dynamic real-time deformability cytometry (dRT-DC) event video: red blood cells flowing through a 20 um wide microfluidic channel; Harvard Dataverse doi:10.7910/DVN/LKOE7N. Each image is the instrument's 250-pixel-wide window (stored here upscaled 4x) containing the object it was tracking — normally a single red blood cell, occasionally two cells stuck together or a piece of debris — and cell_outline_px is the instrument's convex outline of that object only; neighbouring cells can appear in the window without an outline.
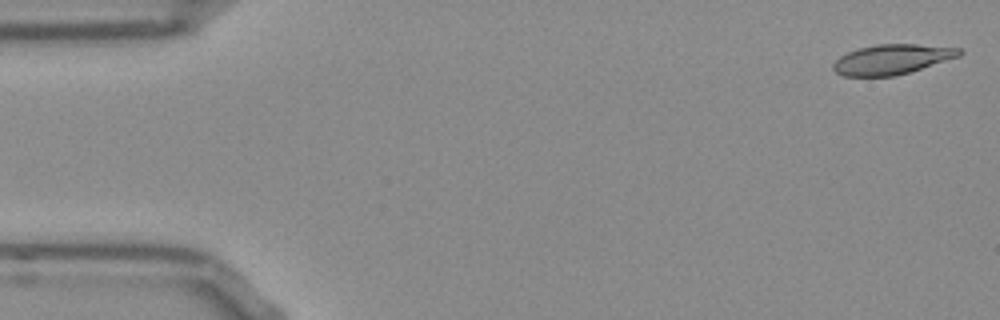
{"species": "Egyptian fruit bat (a non-hibernating species)", "species_latin": "Rousettus aegyptiacus", "temperature_condition": "room temperature", "stored_images_in_passage": 49, "camera_frame_rate_fps": 3000, "um_per_image_px": 0.085, "frame": {"image": 1, "passage_image": 1, "time_ms": 0.0, "image_size_px": [1000, 320], "cell_outline_px": [[964, 52], [960, 56], [908, 72], [892, 76], [844, 76], [836, 72], [832, 68], [832, 64], [840, 56], [848, 52], [860, 48], [876, 44], [916, 44], [960, 48]], "centroid_in_image_um": [75.81, 5.04], "position_along_channel_um": 9.2, "area_um2": 21.79}}
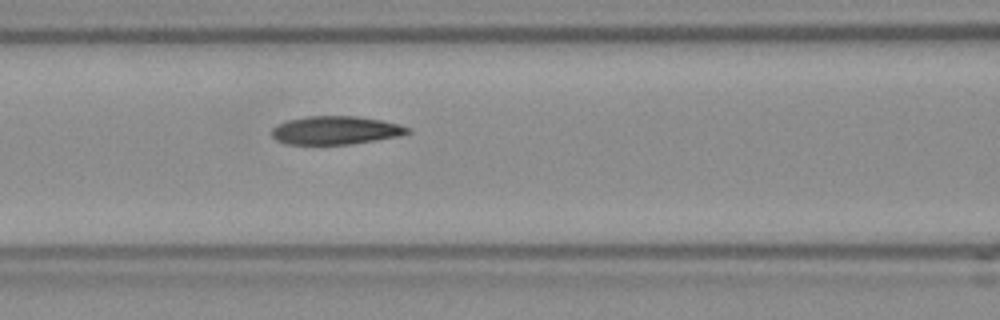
{"frame": {"image": 2, "passage_image": 21, "time_ms": 6.667, "image_size_px": [1000, 320], "cell_outline_px": [[412, 132], [400, 136], [352, 144], [288, 144], [276, 140], [272, 136], [272, 128], [276, 124], [288, 120], [308, 116], [356, 116], [380, 120], [400, 124], [412, 128]], "centroid_in_image_um": [28.56, 11.07], "position_along_channel_um": 138.0, "area_um2": 22.54}}
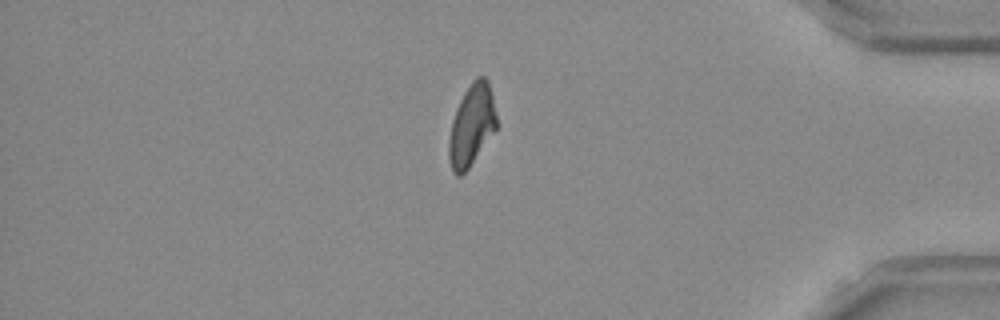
{"frame": {"image": 3, "passage_image": 44, "time_ms": 14.333, "image_size_px": [1000, 320], "cell_outline_px": [[496, 128], [468, 168], [460, 176], [456, 176], [452, 172], [448, 156], [448, 144], [452, 120], [456, 108], [464, 92], [472, 80], [476, 76], [484, 76], [488, 80], [492, 96], [496, 116]], "centroid_in_image_um": [40.06, 10.63], "position_along_channel_um": 395.1, "area_um2": 22.37}, "authors_computed_cell_mechanics": {"area_um2": 23.0044, "velocity_mm_per_s": 3.7964, "shape_relaxation_time_tau1_ms": 7.8345, "shape_relaxation_time_tau2_ms": 3.4366, "deformation_change_tau1": 0.2052, "deformation_change_tau2": 0.1021}}